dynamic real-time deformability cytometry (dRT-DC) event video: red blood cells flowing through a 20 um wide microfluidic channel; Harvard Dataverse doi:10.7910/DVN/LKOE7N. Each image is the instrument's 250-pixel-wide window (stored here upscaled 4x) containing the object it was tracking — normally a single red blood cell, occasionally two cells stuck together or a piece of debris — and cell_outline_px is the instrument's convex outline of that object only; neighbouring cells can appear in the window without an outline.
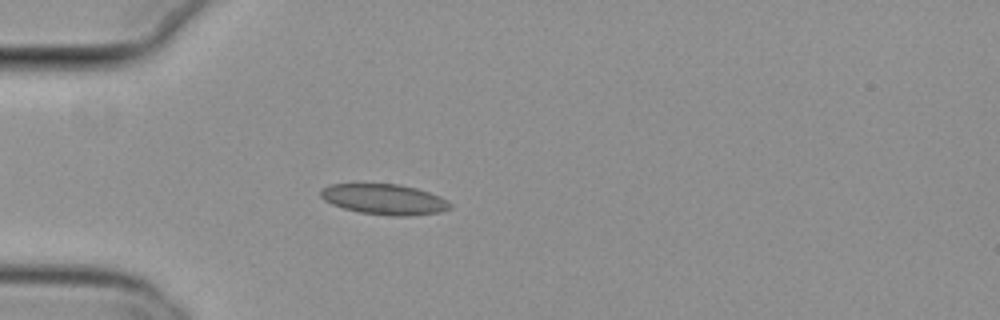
{"species": "common noctule bat (a hibernating species)", "species_latin": "Nyctalus noctula", "temperature_condition": "cold", "stored_images_in_passage": 55, "camera_frame_rate_fps": 3000, "um_per_image_px": 0.085, "animal": {"sex": "female", "body_mass_g": 29.2, "forearm_length_mm": 56.3}, "frame": {"image": 1, "passage_image": 17, "time_ms": 5.333, "image_size_px": [1000, 320], "cell_outline_px": [[452, 208], [440, 212], [408, 216], [392, 216], [360, 212], [344, 208], [332, 204], [324, 200], [320, 196], [320, 192], [328, 184], [400, 184], [416, 188], [440, 196], [448, 200], [452, 204]], "centroid_in_image_um": [32.7, 16.94], "position_along_channel_um": 52.3, "area_um2": 23.0}}
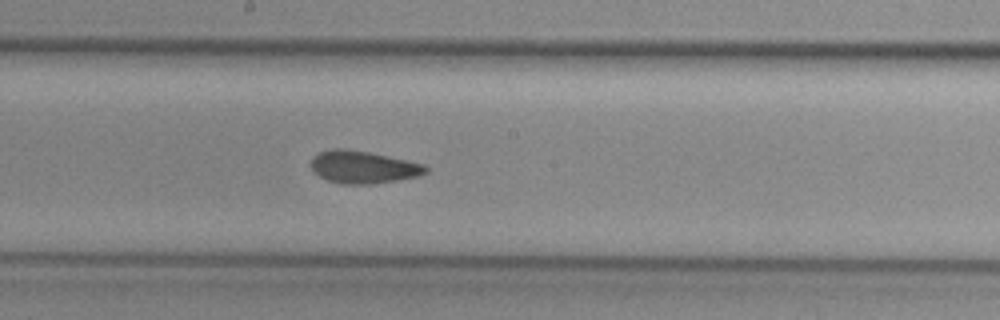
{"frame": {"image": 2, "passage_image": 31, "time_ms": 10.0, "image_size_px": [1000, 320], "cell_outline_px": [[428, 172], [420, 176], [372, 184], [340, 184], [328, 180], [320, 176], [312, 168], [312, 156], [320, 152], [332, 148], [344, 148], [368, 152], [424, 164], [428, 168]], "centroid_in_image_um": [30.88, 14.2], "position_along_channel_um": 217.3, "area_um2": 21.56}}
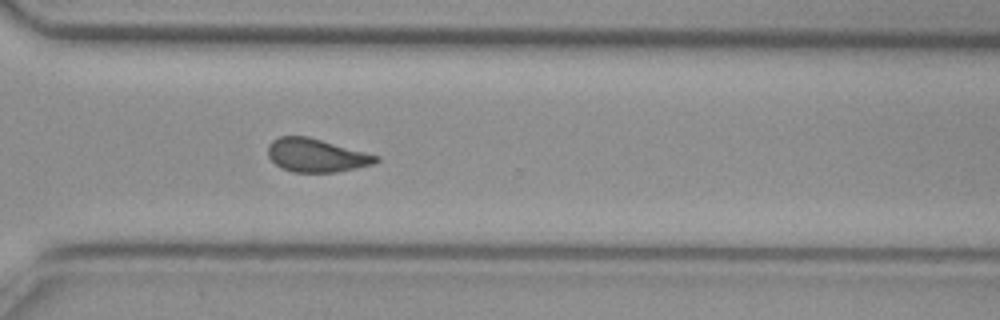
{"frame": {"image": 3, "passage_image": 41, "time_ms": 13.333, "image_size_px": [1000, 320], "cell_outline_px": [[380, 160], [372, 164], [356, 168], [336, 172], [292, 172], [280, 168], [268, 156], [268, 144], [272, 140], [280, 136], [308, 136], [380, 156]], "centroid_in_image_um": [26.87, 13.2], "position_along_channel_um": 343.7, "area_um2": 21.04}}